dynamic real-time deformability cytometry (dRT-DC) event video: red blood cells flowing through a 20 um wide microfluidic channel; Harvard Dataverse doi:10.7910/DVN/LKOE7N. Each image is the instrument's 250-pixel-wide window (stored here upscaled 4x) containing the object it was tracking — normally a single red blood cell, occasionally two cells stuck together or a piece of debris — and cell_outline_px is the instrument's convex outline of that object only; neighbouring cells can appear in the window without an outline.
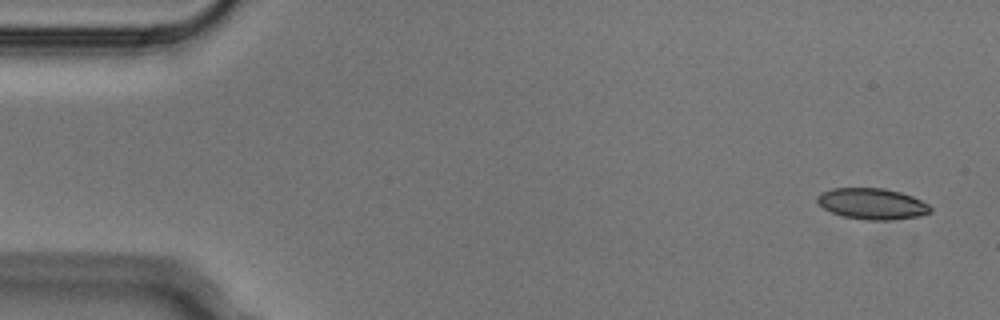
{"species": "Egyptian fruit bat (a non-hibernating species)", "species_latin": "Rousettus aegyptiacus", "temperature_condition": "cold", "stored_images_in_passage": 4, "camera_frame_rate_fps": 3000, "um_per_image_px": 0.085, "animal": {"sex": "male"}, "frame": {"image": 1, "passage_image": 1, "time_ms": 0.0, "image_size_px": [1000, 320], "cell_outline_px": [[932, 212], [920, 216], [888, 220], [868, 220], [844, 216], [832, 212], [824, 208], [816, 200], [816, 196], [820, 192], [832, 188], [884, 188], [900, 192], [912, 196], [928, 204], [932, 208]], "centroid_in_image_um": [74.13, 17.31], "position_along_channel_um": 10.9, "area_um2": 20.46}}